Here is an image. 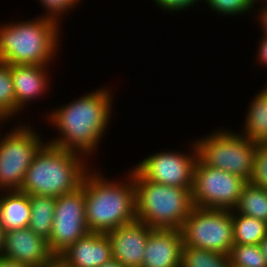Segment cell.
Here are the masks:
<instances>
[{
    "instance_id": "obj_1",
    "label": "cell",
    "mask_w": 267,
    "mask_h": 267,
    "mask_svg": "<svg viewBox=\"0 0 267 267\" xmlns=\"http://www.w3.org/2000/svg\"><path fill=\"white\" fill-rule=\"evenodd\" d=\"M44 115L57 131L49 144L84 155L89 160L99 150L100 142L111 125L114 92L111 86H98ZM99 145V146H98Z\"/></svg>"
},
{
    "instance_id": "obj_2",
    "label": "cell",
    "mask_w": 267,
    "mask_h": 267,
    "mask_svg": "<svg viewBox=\"0 0 267 267\" xmlns=\"http://www.w3.org/2000/svg\"><path fill=\"white\" fill-rule=\"evenodd\" d=\"M101 171L93 166L84 176L85 213L90 232L106 234L137 220L136 191L129 170L112 180Z\"/></svg>"
},
{
    "instance_id": "obj_3",
    "label": "cell",
    "mask_w": 267,
    "mask_h": 267,
    "mask_svg": "<svg viewBox=\"0 0 267 267\" xmlns=\"http://www.w3.org/2000/svg\"><path fill=\"white\" fill-rule=\"evenodd\" d=\"M61 27L39 16L0 23V62L51 66L62 44Z\"/></svg>"
},
{
    "instance_id": "obj_4",
    "label": "cell",
    "mask_w": 267,
    "mask_h": 267,
    "mask_svg": "<svg viewBox=\"0 0 267 267\" xmlns=\"http://www.w3.org/2000/svg\"><path fill=\"white\" fill-rule=\"evenodd\" d=\"M91 162L78 152L46 142L27 169L19 191L55 198L72 193L81 187L84 176L93 167Z\"/></svg>"
},
{
    "instance_id": "obj_5",
    "label": "cell",
    "mask_w": 267,
    "mask_h": 267,
    "mask_svg": "<svg viewBox=\"0 0 267 267\" xmlns=\"http://www.w3.org/2000/svg\"><path fill=\"white\" fill-rule=\"evenodd\" d=\"M136 218L150 228L181 230L193 206L192 188L168 186L144 179L133 167Z\"/></svg>"
},
{
    "instance_id": "obj_6",
    "label": "cell",
    "mask_w": 267,
    "mask_h": 267,
    "mask_svg": "<svg viewBox=\"0 0 267 267\" xmlns=\"http://www.w3.org/2000/svg\"><path fill=\"white\" fill-rule=\"evenodd\" d=\"M198 158L207 166L238 175L247 182L252 177L256 142L234 129L219 127L194 139Z\"/></svg>"
},
{
    "instance_id": "obj_7",
    "label": "cell",
    "mask_w": 267,
    "mask_h": 267,
    "mask_svg": "<svg viewBox=\"0 0 267 267\" xmlns=\"http://www.w3.org/2000/svg\"><path fill=\"white\" fill-rule=\"evenodd\" d=\"M16 123L5 134L0 129V191L20 189L36 153L47 142L28 120Z\"/></svg>"
},
{
    "instance_id": "obj_8",
    "label": "cell",
    "mask_w": 267,
    "mask_h": 267,
    "mask_svg": "<svg viewBox=\"0 0 267 267\" xmlns=\"http://www.w3.org/2000/svg\"><path fill=\"white\" fill-rule=\"evenodd\" d=\"M183 246L230 254L234 245L232 210L193 207L181 228Z\"/></svg>"
},
{
    "instance_id": "obj_9",
    "label": "cell",
    "mask_w": 267,
    "mask_h": 267,
    "mask_svg": "<svg viewBox=\"0 0 267 267\" xmlns=\"http://www.w3.org/2000/svg\"><path fill=\"white\" fill-rule=\"evenodd\" d=\"M246 183L240 176L209 167L198 158L191 190L193 206L233 210Z\"/></svg>"
},
{
    "instance_id": "obj_10",
    "label": "cell",
    "mask_w": 267,
    "mask_h": 267,
    "mask_svg": "<svg viewBox=\"0 0 267 267\" xmlns=\"http://www.w3.org/2000/svg\"><path fill=\"white\" fill-rule=\"evenodd\" d=\"M188 142L189 150L155 151L132 167L148 181L179 188H192L198 151L194 138L192 142Z\"/></svg>"
},
{
    "instance_id": "obj_11",
    "label": "cell",
    "mask_w": 267,
    "mask_h": 267,
    "mask_svg": "<svg viewBox=\"0 0 267 267\" xmlns=\"http://www.w3.org/2000/svg\"><path fill=\"white\" fill-rule=\"evenodd\" d=\"M53 216L47 242L50 251L58 256L69 245L90 233L85 213V179L77 190L56 197Z\"/></svg>"
},
{
    "instance_id": "obj_12",
    "label": "cell",
    "mask_w": 267,
    "mask_h": 267,
    "mask_svg": "<svg viewBox=\"0 0 267 267\" xmlns=\"http://www.w3.org/2000/svg\"><path fill=\"white\" fill-rule=\"evenodd\" d=\"M151 229L147 224L135 220L107 232L111 243L112 258L124 267H141Z\"/></svg>"
},
{
    "instance_id": "obj_13",
    "label": "cell",
    "mask_w": 267,
    "mask_h": 267,
    "mask_svg": "<svg viewBox=\"0 0 267 267\" xmlns=\"http://www.w3.org/2000/svg\"><path fill=\"white\" fill-rule=\"evenodd\" d=\"M2 256L30 267H39L55 257L48 247L47 240L37 236L28 227L5 232Z\"/></svg>"
},
{
    "instance_id": "obj_14",
    "label": "cell",
    "mask_w": 267,
    "mask_h": 267,
    "mask_svg": "<svg viewBox=\"0 0 267 267\" xmlns=\"http://www.w3.org/2000/svg\"><path fill=\"white\" fill-rule=\"evenodd\" d=\"M17 106L25 112L35 100L46 97L51 87L50 67L45 65H10ZM45 95V96H44Z\"/></svg>"
},
{
    "instance_id": "obj_15",
    "label": "cell",
    "mask_w": 267,
    "mask_h": 267,
    "mask_svg": "<svg viewBox=\"0 0 267 267\" xmlns=\"http://www.w3.org/2000/svg\"><path fill=\"white\" fill-rule=\"evenodd\" d=\"M182 246L181 230L152 228L141 267H180Z\"/></svg>"
},
{
    "instance_id": "obj_16",
    "label": "cell",
    "mask_w": 267,
    "mask_h": 267,
    "mask_svg": "<svg viewBox=\"0 0 267 267\" xmlns=\"http://www.w3.org/2000/svg\"><path fill=\"white\" fill-rule=\"evenodd\" d=\"M58 257L69 267H100L112 258L111 243L107 234L90 232Z\"/></svg>"
},
{
    "instance_id": "obj_17",
    "label": "cell",
    "mask_w": 267,
    "mask_h": 267,
    "mask_svg": "<svg viewBox=\"0 0 267 267\" xmlns=\"http://www.w3.org/2000/svg\"><path fill=\"white\" fill-rule=\"evenodd\" d=\"M0 194V225L5 232L28 227L29 195L19 190L0 191Z\"/></svg>"
},
{
    "instance_id": "obj_18",
    "label": "cell",
    "mask_w": 267,
    "mask_h": 267,
    "mask_svg": "<svg viewBox=\"0 0 267 267\" xmlns=\"http://www.w3.org/2000/svg\"><path fill=\"white\" fill-rule=\"evenodd\" d=\"M247 106L243 128L238 131L258 144H267V85L259 89Z\"/></svg>"
},
{
    "instance_id": "obj_19",
    "label": "cell",
    "mask_w": 267,
    "mask_h": 267,
    "mask_svg": "<svg viewBox=\"0 0 267 267\" xmlns=\"http://www.w3.org/2000/svg\"><path fill=\"white\" fill-rule=\"evenodd\" d=\"M30 222L28 228L37 236L48 241L53 226L56 198L52 196L29 195Z\"/></svg>"
},
{
    "instance_id": "obj_20",
    "label": "cell",
    "mask_w": 267,
    "mask_h": 267,
    "mask_svg": "<svg viewBox=\"0 0 267 267\" xmlns=\"http://www.w3.org/2000/svg\"><path fill=\"white\" fill-rule=\"evenodd\" d=\"M233 210L267 222V190L247 182Z\"/></svg>"
},
{
    "instance_id": "obj_21",
    "label": "cell",
    "mask_w": 267,
    "mask_h": 267,
    "mask_svg": "<svg viewBox=\"0 0 267 267\" xmlns=\"http://www.w3.org/2000/svg\"><path fill=\"white\" fill-rule=\"evenodd\" d=\"M234 244H259L267 235V222L232 210Z\"/></svg>"
},
{
    "instance_id": "obj_22",
    "label": "cell",
    "mask_w": 267,
    "mask_h": 267,
    "mask_svg": "<svg viewBox=\"0 0 267 267\" xmlns=\"http://www.w3.org/2000/svg\"><path fill=\"white\" fill-rule=\"evenodd\" d=\"M180 267H231V262L227 254L182 246Z\"/></svg>"
},
{
    "instance_id": "obj_23",
    "label": "cell",
    "mask_w": 267,
    "mask_h": 267,
    "mask_svg": "<svg viewBox=\"0 0 267 267\" xmlns=\"http://www.w3.org/2000/svg\"><path fill=\"white\" fill-rule=\"evenodd\" d=\"M23 111L17 106L14 86L12 83L11 67L0 62V117L6 122L17 120Z\"/></svg>"
},
{
    "instance_id": "obj_24",
    "label": "cell",
    "mask_w": 267,
    "mask_h": 267,
    "mask_svg": "<svg viewBox=\"0 0 267 267\" xmlns=\"http://www.w3.org/2000/svg\"><path fill=\"white\" fill-rule=\"evenodd\" d=\"M229 257L231 267H267L258 244H234Z\"/></svg>"
},
{
    "instance_id": "obj_25",
    "label": "cell",
    "mask_w": 267,
    "mask_h": 267,
    "mask_svg": "<svg viewBox=\"0 0 267 267\" xmlns=\"http://www.w3.org/2000/svg\"><path fill=\"white\" fill-rule=\"evenodd\" d=\"M203 3L218 16L241 17L254 12L256 0H202L201 4Z\"/></svg>"
},
{
    "instance_id": "obj_26",
    "label": "cell",
    "mask_w": 267,
    "mask_h": 267,
    "mask_svg": "<svg viewBox=\"0 0 267 267\" xmlns=\"http://www.w3.org/2000/svg\"><path fill=\"white\" fill-rule=\"evenodd\" d=\"M41 4L43 14L37 15L39 17L47 18L55 21L60 26L65 15H68L72 9L76 8L77 5L72 0H37Z\"/></svg>"
},
{
    "instance_id": "obj_27",
    "label": "cell",
    "mask_w": 267,
    "mask_h": 267,
    "mask_svg": "<svg viewBox=\"0 0 267 267\" xmlns=\"http://www.w3.org/2000/svg\"><path fill=\"white\" fill-rule=\"evenodd\" d=\"M249 182L267 190V144H257Z\"/></svg>"
},
{
    "instance_id": "obj_28",
    "label": "cell",
    "mask_w": 267,
    "mask_h": 267,
    "mask_svg": "<svg viewBox=\"0 0 267 267\" xmlns=\"http://www.w3.org/2000/svg\"><path fill=\"white\" fill-rule=\"evenodd\" d=\"M158 9L163 12H168V14L178 13L182 11H187V9L196 7V5L201 3L202 0H152Z\"/></svg>"
},
{
    "instance_id": "obj_29",
    "label": "cell",
    "mask_w": 267,
    "mask_h": 267,
    "mask_svg": "<svg viewBox=\"0 0 267 267\" xmlns=\"http://www.w3.org/2000/svg\"><path fill=\"white\" fill-rule=\"evenodd\" d=\"M261 3L263 5H261ZM258 4H260V8H257ZM255 9L257 10V12L256 10L254 11L257 13L255 19L261 27L262 35L267 36V0L256 1Z\"/></svg>"
},
{
    "instance_id": "obj_30",
    "label": "cell",
    "mask_w": 267,
    "mask_h": 267,
    "mask_svg": "<svg viewBox=\"0 0 267 267\" xmlns=\"http://www.w3.org/2000/svg\"><path fill=\"white\" fill-rule=\"evenodd\" d=\"M257 45L258 47L255 52L257 56L254 57L256 60L254 62L255 64L258 62V65L256 66H260V68L263 67L267 69V36L262 35L259 38V42Z\"/></svg>"
},
{
    "instance_id": "obj_31",
    "label": "cell",
    "mask_w": 267,
    "mask_h": 267,
    "mask_svg": "<svg viewBox=\"0 0 267 267\" xmlns=\"http://www.w3.org/2000/svg\"><path fill=\"white\" fill-rule=\"evenodd\" d=\"M0 267H30L27 264L20 263L16 260H11L9 258H6L4 256L0 257Z\"/></svg>"
},
{
    "instance_id": "obj_32",
    "label": "cell",
    "mask_w": 267,
    "mask_h": 267,
    "mask_svg": "<svg viewBox=\"0 0 267 267\" xmlns=\"http://www.w3.org/2000/svg\"><path fill=\"white\" fill-rule=\"evenodd\" d=\"M39 267H69L58 256H55L50 262Z\"/></svg>"
},
{
    "instance_id": "obj_33",
    "label": "cell",
    "mask_w": 267,
    "mask_h": 267,
    "mask_svg": "<svg viewBox=\"0 0 267 267\" xmlns=\"http://www.w3.org/2000/svg\"><path fill=\"white\" fill-rule=\"evenodd\" d=\"M258 245L267 263V235L259 242Z\"/></svg>"
},
{
    "instance_id": "obj_34",
    "label": "cell",
    "mask_w": 267,
    "mask_h": 267,
    "mask_svg": "<svg viewBox=\"0 0 267 267\" xmlns=\"http://www.w3.org/2000/svg\"><path fill=\"white\" fill-rule=\"evenodd\" d=\"M4 246H5V230L0 225V257L3 255Z\"/></svg>"
},
{
    "instance_id": "obj_35",
    "label": "cell",
    "mask_w": 267,
    "mask_h": 267,
    "mask_svg": "<svg viewBox=\"0 0 267 267\" xmlns=\"http://www.w3.org/2000/svg\"><path fill=\"white\" fill-rule=\"evenodd\" d=\"M100 267H124L119 261L111 258L108 262L102 264Z\"/></svg>"
},
{
    "instance_id": "obj_36",
    "label": "cell",
    "mask_w": 267,
    "mask_h": 267,
    "mask_svg": "<svg viewBox=\"0 0 267 267\" xmlns=\"http://www.w3.org/2000/svg\"><path fill=\"white\" fill-rule=\"evenodd\" d=\"M5 123H7V122L0 117V128L3 126L2 124H4V126L2 127L3 130H4V127L6 126Z\"/></svg>"
},
{
    "instance_id": "obj_37",
    "label": "cell",
    "mask_w": 267,
    "mask_h": 267,
    "mask_svg": "<svg viewBox=\"0 0 267 267\" xmlns=\"http://www.w3.org/2000/svg\"><path fill=\"white\" fill-rule=\"evenodd\" d=\"M76 5L78 4H81V3H83L81 0H72ZM81 2V3H80Z\"/></svg>"
}]
</instances>
